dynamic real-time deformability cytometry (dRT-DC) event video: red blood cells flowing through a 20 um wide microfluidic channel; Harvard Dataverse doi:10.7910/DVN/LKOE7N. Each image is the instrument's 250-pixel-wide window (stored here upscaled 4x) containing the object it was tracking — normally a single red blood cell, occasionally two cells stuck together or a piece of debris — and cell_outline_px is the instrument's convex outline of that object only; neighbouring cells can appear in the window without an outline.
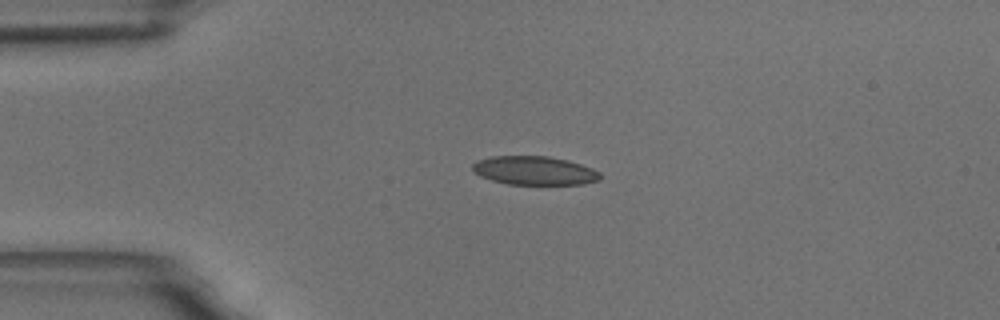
{"species": "common noctule bat (a hibernating species)", "species_latin": "Nyctalus noctula", "temperature_condition": "room temperature", "stored_images_in_passage": 4, "camera_frame_rate_fps": 3000, "um_per_image_px": 0.085, "animal": {"sex": "male", "body_mass_g": 18.8}, "frame": {"image": 1, "passage_image": 3, "time_ms": 2.667, "image_size_px": [1000, 320], "cell_outline_px": [[600, 180], [584, 184], [508, 184], [492, 180], [480, 176], [472, 168], [472, 164], [476, 160], [492, 156], [548, 156], [568, 160], [592, 168], [600, 172]], "centroid_in_image_um": [45.43, 14.49], "position_along_channel_um": 39.6, "area_um2": 21.33}}